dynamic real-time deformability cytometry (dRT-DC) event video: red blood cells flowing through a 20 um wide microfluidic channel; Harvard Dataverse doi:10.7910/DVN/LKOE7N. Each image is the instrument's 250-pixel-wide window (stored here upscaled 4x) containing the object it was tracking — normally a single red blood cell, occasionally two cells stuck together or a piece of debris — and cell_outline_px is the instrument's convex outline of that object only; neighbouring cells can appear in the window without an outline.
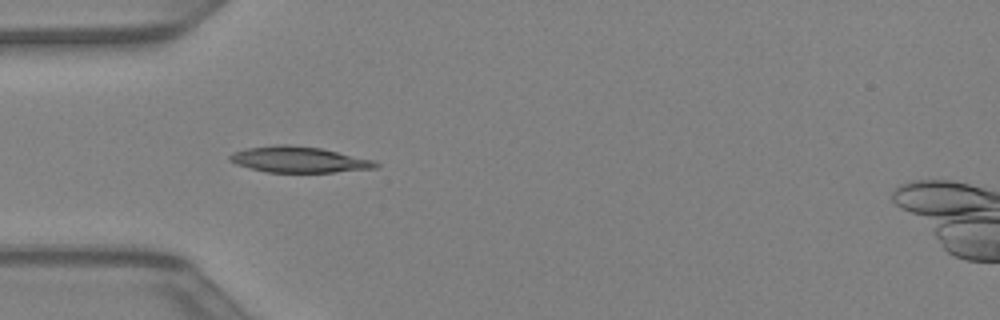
{"species": "Egyptian fruit bat (a non-hibernating species)", "species_latin": "Rousettus aegyptiacus", "temperature_condition": "warm", "stored_images_in_passage": 7, "camera_frame_rate_fps": 3000, "um_per_image_px": 0.085, "animal": {"sex": "female"}, "frame": {"image": 1, "passage_image": 2, "time_ms": 0.333, "image_size_px": [1000, 320], "cell_outline_px": [[380, 164], [376, 168], [332, 172], [264, 172], [236, 164], [228, 160], [228, 156], [232, 152], [248, 148], [276, 144], [284, 144], [320, 148], [372, 160]], "centroid_in_image_um": [25.34, 13.56], "position_along_channel_um": 59.7, "area_um2": 21.85}}
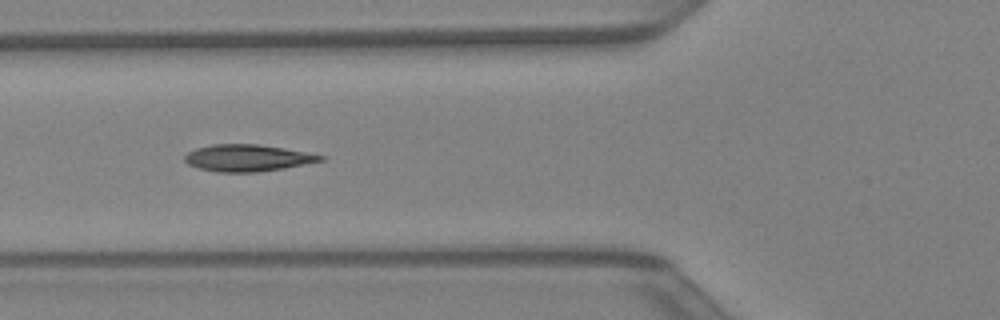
{"frame": {"image": 2, "passage_image": 5, "time_ms": 1.333, "image_size_px": [1000, 320], "cell_outline_px": [[324, 160], [284, 168], [260, 172], [216, 172], [200, 168], [188, 164], [184, 160], [184, 156], [188, 152], [196, 148], [212, 144], [256, 144], [280, 148], [324, 156]], "centroid_in_image_um": [20.97, 13.43], "position_along_channel_um": 104.8, "area_um2": 20.87}}